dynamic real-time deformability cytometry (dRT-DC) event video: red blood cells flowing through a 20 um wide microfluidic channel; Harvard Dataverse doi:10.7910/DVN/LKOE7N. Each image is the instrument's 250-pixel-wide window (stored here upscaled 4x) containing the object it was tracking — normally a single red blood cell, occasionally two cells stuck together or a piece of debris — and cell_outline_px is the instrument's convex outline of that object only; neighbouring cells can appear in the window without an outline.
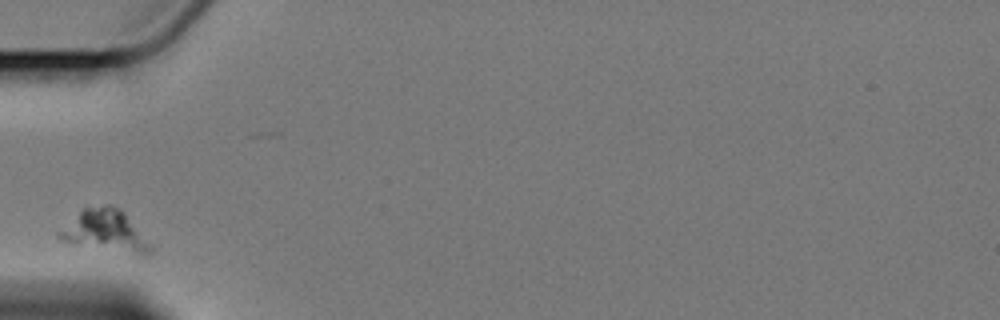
{"species": "Egyptian fruit bat (a non-hibernating species)", "species_latin": "Rousettus aegyptiacus", "temperature_condition": "cold", "stored_images_in_passage": 4, "camera_frame_rate_fps": 3000, "um_per_image_px": 0.085, "animal": {"sex": "female"}, "frame": {"image": 1, "passage_image": 1, "time_ms": 0.0, "image_size_px": [1000, 320], "cell_outline_px": [[156, 248], [152, 252], [136, 252], [72, 244], [56, 236], [56, 232], [84, 208], [104, 204], [112, 204], [120, 208], [156, 244]], "centroid_in_image_um": [9.01, 19.58], "position_along_channel_um": 76.0, "area_um2": 22.02}}
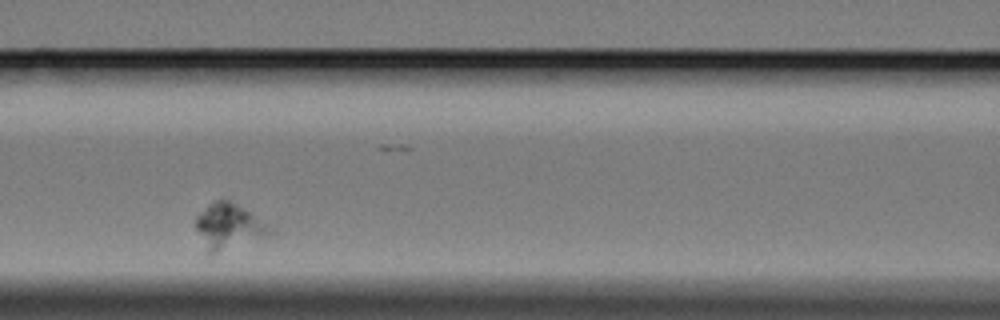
{"frame": {"image": 2, "passage_image": 3, "time_ms": 2.333, "image_size_px": [1000, 320], "cell_outline_px": [[272, 232], [264, 236], [212, 252], [208, 252], [196, 228], [196, 216], [212, 200], [232, 200], [272, 228]], "centroid_in_image_um": [19.39, 19.16], "position_along_channel_um": 147.2, "area_um2": 18.5}}
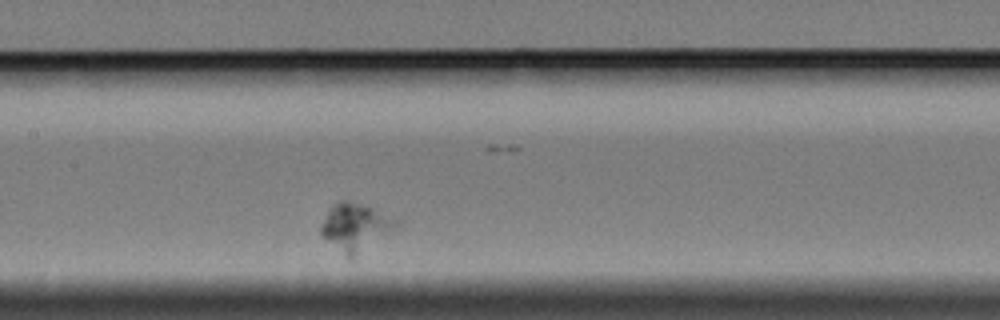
{"frame": {"image": 3, "passage_image": 4, "time_ms": 3.333, "image_size_px": [1000, 320], "cell_outline_px": [[396, 228], [352, 260], [348, 260], [320, 236], [320, 224], [328, 208], [340, 200], [348, 200], [364, 204], [392, 220], [396, 224]], "centroid_in_image_um": [30.07, 19.36], "position_along_channel_um": 177.3, "area_um2": 20.87}}